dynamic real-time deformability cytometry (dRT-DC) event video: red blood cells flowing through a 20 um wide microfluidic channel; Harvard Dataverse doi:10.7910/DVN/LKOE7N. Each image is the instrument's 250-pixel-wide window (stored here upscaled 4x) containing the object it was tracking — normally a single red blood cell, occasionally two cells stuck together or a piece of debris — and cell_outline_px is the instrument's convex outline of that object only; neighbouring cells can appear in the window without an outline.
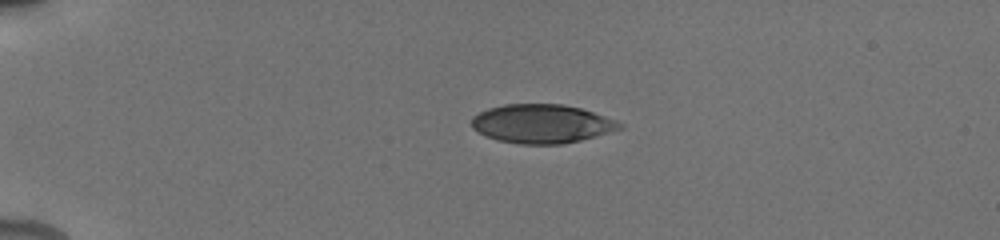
{"species": "human", "species_latin": "Homo sapiens", "temperature_condition": "cold", "stored_images_in_passage": 28, "camera_frame_rate_fps": 3000, "um_per_image_px": 0.085, "donor": {"sex": "male"}, "frame": {"image": 1, "passage_image": 1, "time_ms": 0.0, "image_size_px": [1000, 240], "cell_outline_px": [[624, 128], [580, 140], [560, 144], [520, 144], [496, 140], [472, 128], [472, 116], [488, 108], [504, 104], [564, 104], [580, 108], [616, 120], [624, 124]], "centroid_in_image_um": [46.05, 10.51], "position_along_channel_um": 38.9, "area_um2": 33.35}}
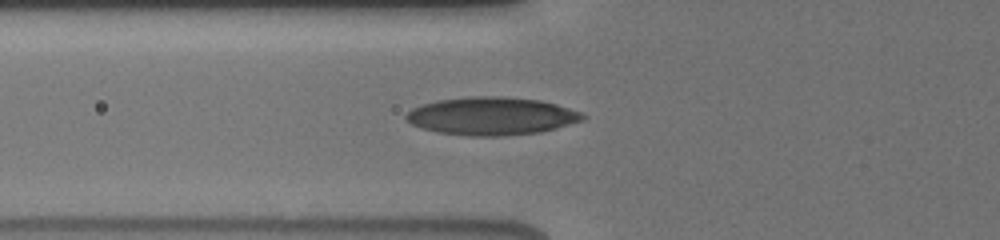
{"frame": {"image": 2, "passage_image": 22, "time_ms": 2.667, "image_size_px": [1000, 240], "cell_outline_px": [[588, 116], [584, 120], [556, 128], [540, 132], [496, 136], [468, 136], [436, 132], [420, 128], [412, 124], [404, 116], [412, 108], [436, 100], [468, 96], [504, 96], [540, 100], [556, 104], [580, 112]], "centroid_in_image_um": [41.77, 9.86], "position_along_channel_um": 84.0, "area_um2": 39.13}}